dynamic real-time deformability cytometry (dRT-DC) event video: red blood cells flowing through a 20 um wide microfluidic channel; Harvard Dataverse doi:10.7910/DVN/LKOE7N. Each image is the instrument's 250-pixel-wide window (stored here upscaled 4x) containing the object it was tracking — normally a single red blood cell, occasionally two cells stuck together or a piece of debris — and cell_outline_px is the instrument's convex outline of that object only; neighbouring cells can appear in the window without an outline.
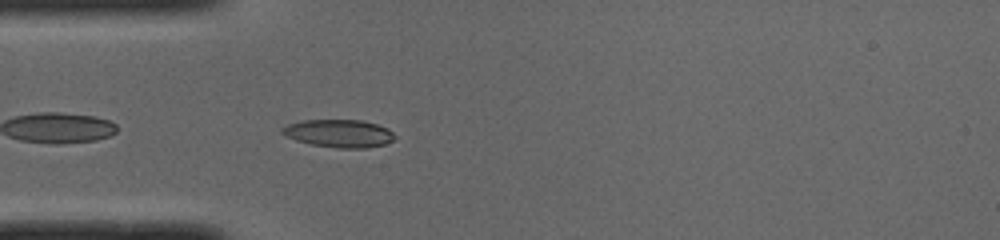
{"species": "common noctule bat (a hibernating species)", "species_latin": "Nyctalus noctula", "temperature_condition": "cold", "stored_images_in_passage": 38, "camera_frame_rate_fps": 3000, "um_per_image_px": 0.085, "animal": {"sex": "male", "body_mass_g": 19.0, "forearm_length_mm": 50.8}, "frame": {"image": 1, "passage_image": 2, "time_ms": 0.333, "image_size_px": [1000, 240], "cell_outline_px": [[396, 140], [384, 144], [368, 148], [340, 148], [312, 144], [296, 140], [280, 132], [280, 128], [288, 124], [304, 120], [364, 120], [388, 128], [396, 136]], "centroid_in_image_um": [28.86, 11.33], "position_along_channel_um": 56.1, "area_um2": 18.26}}
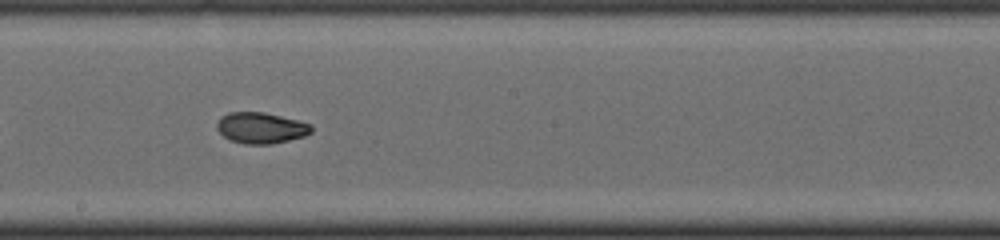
{"frame": {"image": 2, "passage_image": 15, "time_ms": 4.667, "image_size_px": [1000, 240], "cell_outline_px": [[312, 132], [304, 136], [272, 144], [244, 144], [232, 140], [224, 136], [216, 128], [216, 124], [220, 116], [228, 112], [264, 112], [312, 124]], "centroid_in_image_um": [22.16, 10.86], "position_along_channel_um": 226.0, "area_um2": 17.05}}
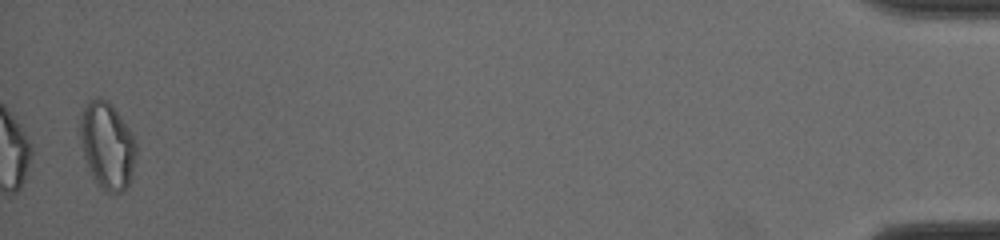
{"frame": {"image": 3, "passage_image": 37, "time_ms": 12.0, "image_size_px": [1000, 240], "cell_outline_px": [[136, 156], [132, 172], [128, 184], [120, 192], [108, 192], [92, 176], [88, 168], [84, 156], [80, 132], [80, 116], [84, 104], [88, 100], [96, 96], [112, 104], [136, 140]], "centroid_in_image_um": [9.1, 12.31], "position_along_channel_um": 426.1, "area_um2": 27.98}, "authors_computed_cell_mechanics": {"area_um2": 17.5134, "velocity_mm_per_s": 3.9868, "shape_relaxation_time_tau1_ms": 2.6423, "shape_relaxation_time_tau2_ms": 1.7747, "deformation_change_tau1": 0.1336, "deformation_change_tau2": 0.0539}}